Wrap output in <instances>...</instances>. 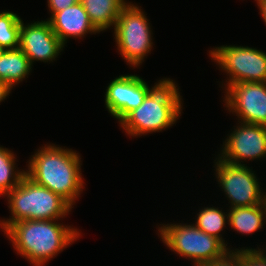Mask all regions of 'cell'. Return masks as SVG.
<instances>
[{
  "label": "cell",
  "instance_id": "cell-20",
  "mask_svg": "<svg viewBox=\"0 0 266 266\" xmlns=\"http://www.w3.org/2000/svg\"><path fill=\"white\" fill-rule=\"evenodd\" d=\"M200 266H241L240 249L228 250L221 258Z\"/></svg>",
  "mask_w": 266,
  "mask_h": 266
},
{
  "label": "cell",
  "instance_id": "cell-22",
  "mask_svg": "<svg viewBox=\"0 0 266 266\" xmlns=\"http://www.w3.org/2000/svg\"><path fill=\"white\" fill-rule=\"evenodd\" d=\"M11 90L12 89L6 83L0 81V103L8 97Z\"/></svg>",
  "mask_w": 266,
  "mask_h": 266
},
{
  "label": "cell",
  "instance_id": "cell-7",
  "mask_svg": "<svg viewBox=\"0 0 266 266\" xmlns=\"http://www.w3.org/2000/svg\"><path fill=\"white\" fill-rule=\"evenodd\" d=\"M209 57L229 76L224 89L240 82H266V53L257 48L223 45L211 49Z\"/></svg>",
  "mask_w": 266,
  "mask_h": 266
},
{
  "label": "cell",
  "instance_id": "cell-11",
  "mask_svg": "<svg viewBox=\"0 0 266 266\" xmlns=\"http://www.w3.org/2000/svg\"><path fill=\"white\" fill-rule=\"evenodd\" d=\"M162 80L163 78L150 88L138 75H119L109 83L105 91L104 100L107 111L120 122L130 111L138 108Z\"/></svg>",
  "mask_w": 266,
  "mask_h": 266
},
{
  "label": "cell",
  "instance_id": "cell-24",
  "mask_svg": "<svg viewBox=\"0 0 266 266\" xmlns=\"http://www.w3.org/2000/svg\"><path fill=\"white\" fill-rule=\"evenodd\" d=\"M4 49L2 47H0V56L3 53Z\"/></svg>",
  "mask_w": 266,
  "mask_h": 266
},
{
  "label": "cell",
  "instance_id": "cell-17",
  "mask_svg": "<svg viewBox=\"0 0 266 266\" xmlns=\"http://www.w3.org/2000/svg\"><path fill=\"white\" fill-rule=\"evenodd\" d=\"M223 212L219 207H204L199 209L194 225L204 233L219 239L226 247L227 242L222 237L221 231L224 230L228 223V210Z\"/></svg>",
  "mask_w": 266,
  "mask_h": 266
},
{
  "label": "cell",
  "instance_id": "cell-1",
  "mask_svg": "<svg viewBox=\"0 0 266 266\" xmlns=\"http://www.w3.org/2000/svg\"><path fill=\"white\" fill-rule=\"evenodd\" d=\"M25 175L60 195L72 207L83 191L82 160L68 147L46 144L30 156Z\"/></svg>",
  "mask_w": 266,
  "mask_h": 266
},
{
  "label": "cell",
  "instance_id": "cell-6",
  "mask_svg": "<svg viewBox=\"0 0 266 266\" xmlns=\"http://www.w3.org/2000/svg\"><path fill=\"white\" fill-rule=\"evenodd\" d=\"M141 8L129 1L122 8L113 27L117 50L133 69L142 65L154 44L149 20Z\"/></svg>",
  "mask_w": 266,
  "mask_h": 266
},
{
  "label": "cell",
  "instance_id": "cell-13",
  "mask_svg": "<svg viewBox=\"0 0 266 266\" xmlns=\"http://www.w3.org/2000/svg\"><path fill=\"white\" fill-rule=\"evenodd\" d=\"M53 32L66 46L69 38H84L85 35L100 33L91 23L82 3L67 7L63 11L54 13L47 19Z\"/></svg>",
  "mask_w": 266,
  "mask_h": 266
},
{
  "label": "cell",
  "instance_id": "cell-23",
  "mask_svg": "<svg viewBox=\"0 0 266 266\" xmlns=\"http://www.w3.org/2000/svg\"><path fill=\"white\" fill-rule=\"evenodd\" d=\"M259 7L260 15L262 16L266 25V0H255Z\"/></svg>",
  "mask_w": 266,
  "mask_h": 266
},
{
  "label": "cell",
  "instance_id": "cell-3",
  "mask_svg": "<svg viewBox=\"0 0 266 266\" xmlns=\"http://www.w3.org/2000/svg\"><path fill=\"white\" fill-rule=\"evenodd\" d=\"M182 96L177 83L164 78L138 108L130 111L120 122L125 134L141 137L172 127L182 115Z\"/></svg>",
  "mask_w": 266,
  "mask_h": 266
},
{
  "label": "cell",
  "instance_id": "cell-19",
  "mask_svg": "<svg viewBox=\"0 0 266 266\" xmlns=\"http://www.w3.org/2000/svg\"><path fill=\"white\" fill-rule=\"evenodd\" d=\"M21 22L16 13L0 12V47L4 50L19 48Z\"/></svg>",
  "mask_w": 266,
  "mask_h": 266
},
{
  "label": "cell",
  "instance_id": "cell-12",
  "mask_svg": "<svg viewBox=\"0 0 266 266\" xmlns=\"http://www.w3.org/2000/svg\"><path fill=\"white\" fill-rule=\"evenodd\" d=\"M65 45L53 32L48 20L24 24L21 22L19 48L28 57L31 65L35 61L53 62Z\"/></svg>",
  "mask_w": 266,
  "mask_h": 266
},
{
  "label": "cell",
  "instance_id": "cell-15",
  "mask_svg": "<svg viewBox=\"0 0 266 266\" xmlns=\"http://www.w3.org/2000/svg\"><path fill=\"white\" fill-rule=\"evenodd\" d=\"M32 65L20 48L4 50L0 56V81L11 89L28 78Z\"/></svg>",
  "mask_w": 266,
  "mask_h": 266
},
{
  "label": "cell",
  "instance_id": "cell-4",
  "mask_svg": "<svg viewBox=\"0 0 266 266\" xmlns=\"http://www.w3.org/2000/svg\"><path fill=\"white\" fill-rule=\"evenodd\" d=\"M9 219H1V230L21 220H61L72 210V206L60 195L41 186L26 175L6 195Z\"/></svg>",
  "mask_w": 266,
  "mask_h": 266
},
{
  "label": "cell",
  "instance_id": "cell-18",
  "mask_svg": "<svg viewBox=\"0 0 266 266\" xmlns=\"http://www.w3.org/2000/svg\"><path fill=\"white\" fill-rule=\"evenodd\" d=\"M16 159L14 152L0 145V197H5L25 175L24 169H16Z\"/></svg>",
  "mask_w": 266,
  "mask_h": 266
},
{
  "label": "cell",
  "instance_id": "cell-8",
  "mask_svg": "<svg viewBox=\"0 0 266 266\" xmlns=\"http://www.w3.org/2000/svg\"><path fill=\"white\" fill-rule=\"evenodd\" d=\"M214 174L221 191L229 199V208L249 207L265 203L266 192L252 167L232 164L219 158L214 160Z\"/></svg>",
  "mask_w": 266,
  "mask_h": 266
},
{
  "label": "cell",
  "instance_id": "cell-9",
  "mask_svg": "<svg viewBox=\"0 0 266 266\" xmlns=\"http://www.w3.org/2000/svg\"><path fill=\"white\" fill-rule=\"evenodd\" d=\"M223 141L219 158L232 164L266 158V126L239 121Z\"/></svg>",
  "mask_w": 266,
  "mask_h": 266
},
{
  "label": "cell",
  "instance_id": "cell-16",
  "mask_svg": "<svg viewBox=\"0 0 266 266\" xmlns=\"http://www.w3.org/2000/svg\"><path fill=\"white\" fill-rule=\"evenodd\" d=\"M228 225L241 234H254L266 224V202L256 206L228 209Z\"/></svg>",
  "mask_w": 266,
  "mask_h": 266
},
{
  "label": "cell",
  "instance_id": "cell-10",
  "mask_svg": "<svg viewBox=\"0 0 266 266\" xmlns=\"http://www.w3.org/2000/svg\"><path fill=\"white\" fill-rule=\"evenodd\" d=\"M224 107L238 122L266 126V82H240L225 89Z\"/></svg>",
  "mask_w": 266,
  "mask_h": 266
},
{
  "label": "cell",
  "instance_id": "cell-5",
  "mask_svg": "<svg viewBox=\"0 0 266 266\" xmlns=\"http://www.w3.org/2000/svg\"><path fill=\"white\" fill-rule=\"evenodd\" d=\"M160 224L158 235L168 249L179 257L193 262V266H200L221 258L228 250L219 239L199 230L194 224Z\"/></svg>",
  "mask_w": 266,
  "mask_h": 266
},
{
  "label": "cell",
  "instance_id": "cell-14",
  "mask_svg": "<svg viewBox=\"0 0 266 266\" xmlns=\"http://www.w3.org/2000/svg\"><path fill=\"white\" fill-rule=\"evenodd\" d=\"M87 12L91 23L99 31L115 26L126 0H79Z\"/></svg>",
  "mask_w": 266,
  "mask_h": 266
},
{
  "label": "cell",
  "instance_id": "cell-2",
  "mask_svg": "<svg viewBox=\"0 0 266 266\" xmlns=\"http://www.w3.org/2000/svg\"><path fill=\"white\" fill-rule=\"evenodd\" d=\"M58 220H21L3 232L17 254L33 266H45L81 235L80 230Z\"/></svg>",
  "mask_w": 266,
  "mask_h": 266
},
{
  "label": "cell",
  "instance_id": "cell-21",
  "mask_svg": "<svg viewBox=\"0 0 266 266\" xmlns=\"http://www.w3.org/2000/svg\"><path fill=\"white\" fill-rule=\"evenodd\" d=\"M79 2V0H47L51 16Z\"/></svg>",
  "mask_w": 266,
  "mask_h": 266
}]
</instances>
